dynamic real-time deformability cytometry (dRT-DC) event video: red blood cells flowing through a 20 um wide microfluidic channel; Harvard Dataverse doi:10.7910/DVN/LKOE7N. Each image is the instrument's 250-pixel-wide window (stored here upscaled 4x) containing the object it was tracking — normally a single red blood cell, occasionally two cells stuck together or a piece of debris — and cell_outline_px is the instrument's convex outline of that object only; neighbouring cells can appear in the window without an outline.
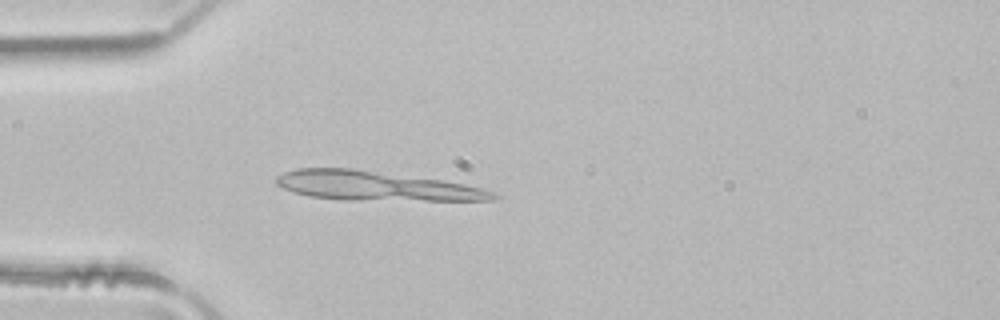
{"species": "common noctule bat (a hibernating species)", "species_latin": "Nyctalus noctula", "temperature_condition": "room temperature", "stored_images_in_passage": 3, "camera_frame_rate_fps": 3000, "um_per_image_px": 0.085, "animal": {"sex": "male", "body_mass_g": 21.5, "forearm_length_mm": 52.0}, "frame": {"image": 1, "passage_image": 3, "time_ms": 0.667, "image_size_px": [1000, 320], "cell_outline_px": [[500, 196], [496, 200], [344, 200], [312, 196], [296, 192], [284, 188], [276, 184], [276, 176], [284, 172], [296, 168], [352, 168], [444, 180], [464, 184], [480, 188], [492, 192]], "centroid_in_image_um": [31.94, 15.8], "position_along_channel_um": 53.1, "area_um2": 36.88}}